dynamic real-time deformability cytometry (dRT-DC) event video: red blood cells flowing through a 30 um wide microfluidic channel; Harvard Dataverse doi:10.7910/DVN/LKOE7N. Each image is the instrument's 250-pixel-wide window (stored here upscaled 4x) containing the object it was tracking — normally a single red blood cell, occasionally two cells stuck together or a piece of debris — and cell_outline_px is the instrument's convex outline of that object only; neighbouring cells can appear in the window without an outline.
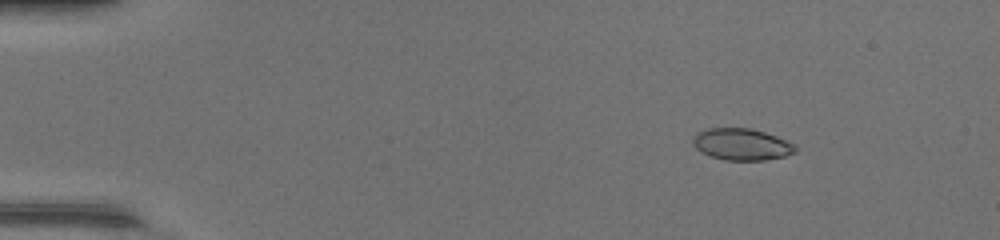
{"species": "common noctule bat (a hibernating species)", "species_latin": "Nyctalus noctula", "temperature_condition": "warm", "stored_images_in_passage": 50, "camera_frame_rate_fps": 3000, "um_per_image_px": 0.085, "animal": {"sex": "female", "body_mass_g": 17.0, "forearm_length_mm": 48.0}, "frame": {"image": 1, "passage_image": 8, "time_ms": 2.333, "image_size_px": [1000, 240], "cell_outline_px": [[796, 152], [784, 156], [764, 160], [724, 160], [700, 152], [692, 144], [692, 140], [696, 132], [708, 128], [752, 128], [776, 136], [792, 144], [796, 148]], "centroid_in_image_um": [62.99, 12.26], "position_along_channel_um": 22.0, "area_um2": 18.84}}
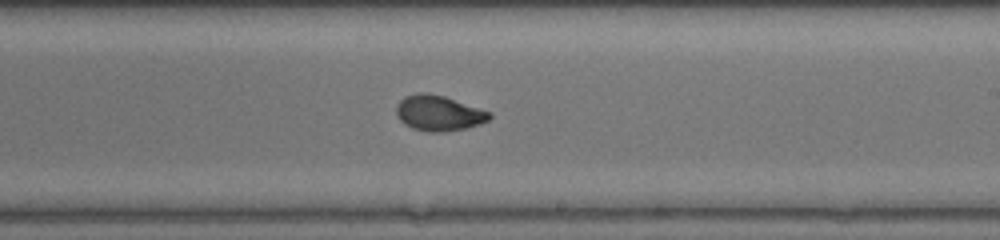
{"frame": {"image": 2, "passage_image": 31, "time_ms": 10.0, "image_size_px": [1000, 240], "cell_outline_px": [[492, 116], [488, 120], [480, 124], [464, 128], [440, 132], [428, 132], [412, 128], [404, 124], [396, 116], [396, 104], [404, 96], [420, 92], [428, 92], [444, 96], [492, 112]], "centroid_in_image_um": [37.26, 9.6], "position_along_channel_um": 251.7, "area_um2": 19.36}}
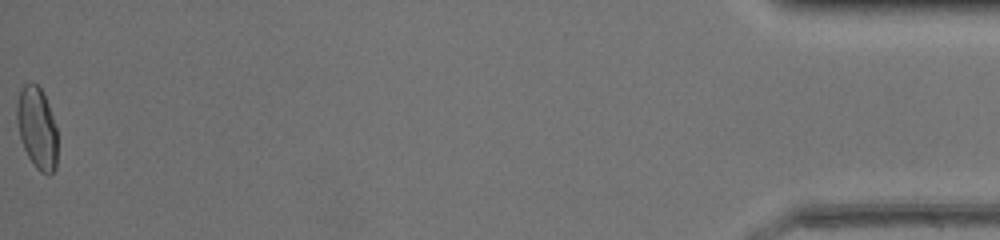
{"frame": {"image": 3, "passage_image": 50, "time_ms": 16.333, "image_size_px": [1000, 240], "cell_outline_px": [[56, 168], [48, 176], [40, 172], [36, 168], [28, 156], [24, 148], [20, 136], [16, 120], [16, 104], [20, 88], [24, 84], [36, 84], [40, 88], [48, 104], [56, 128]], "centroid_in_image_um": [3.13, 10.89], "position_along_channel_um": 432.1, "area_um2": 19.19}, "authors_computed_cell_mechanics": {"area_um2": 19.0162, "velocity_mm_per_s": 4.3738, "shape_relaxation_time_tau1_ms": 7.9799, "shape_relaxation_time_tau2_ms": 0.7813, "deformation_change_tau1": 0.2741, "deformation_change_tau2": 0.0517}}